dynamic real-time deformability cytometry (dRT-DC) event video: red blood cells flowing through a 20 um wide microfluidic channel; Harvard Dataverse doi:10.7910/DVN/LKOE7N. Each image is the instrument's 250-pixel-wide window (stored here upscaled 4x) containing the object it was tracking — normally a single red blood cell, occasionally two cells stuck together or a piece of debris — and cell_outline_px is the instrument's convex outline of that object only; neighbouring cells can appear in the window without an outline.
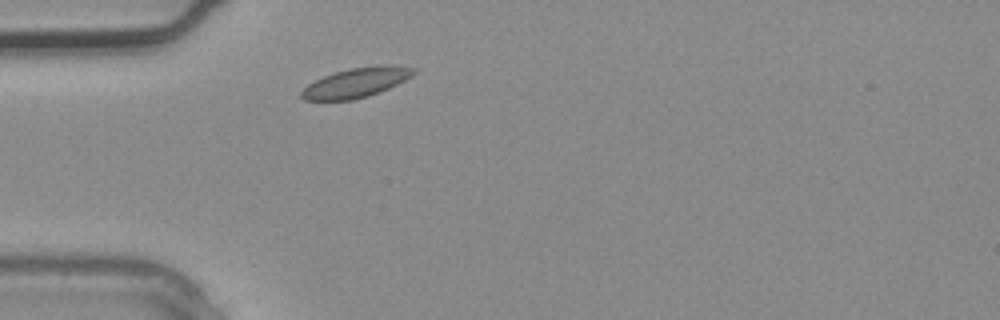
{"species": "common noctule bat (a hibernating species)", "species_latin": "Nyctalus noctula", "temperature_condition": "warm", "stored_images_in_passage": 5, "camera_frame_rate_fps": 3000, "um_per_image_px": 0.085, "animal": {"sex": "male", "body_mass_g": 20.4}, "frame": {"image": 1, "passage_image": 5, "time_ms": 1.333, "image_size_px": [1000, 320], "cell_outline_px": [[416, 72], [412, 76], [388, 88], [368, 96], [352, 100], [304, 100], [300, 96], [300, 92], [308, 84], [324, 76], [348, 68], [388, 64], [416, 68]], "centroid_in_image_um": [30.28, 7.02], "position_along_channel_um": 54.7, "area_um2": 19.25}}